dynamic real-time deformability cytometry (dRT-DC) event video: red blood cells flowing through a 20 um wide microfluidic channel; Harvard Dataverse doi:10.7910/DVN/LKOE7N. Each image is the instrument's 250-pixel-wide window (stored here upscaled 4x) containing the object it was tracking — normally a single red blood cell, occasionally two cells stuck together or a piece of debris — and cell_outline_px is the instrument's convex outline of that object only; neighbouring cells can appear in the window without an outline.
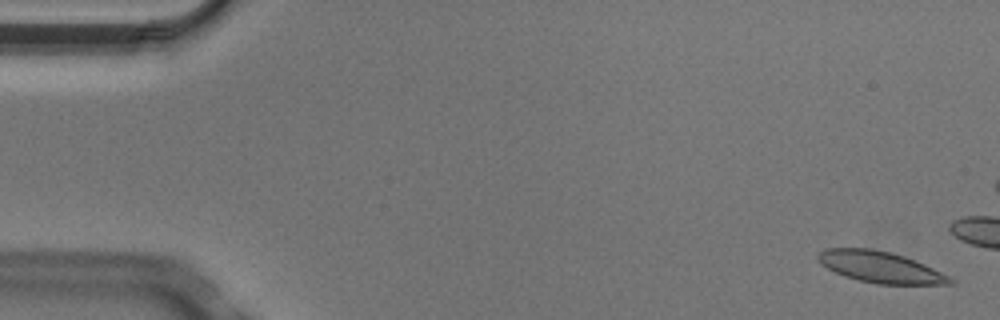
{"species": "Egyptian fruit bat (a non-hibernating species)", "species_latin": "Rousettus aegyptiacus", "temperature_condition": "cold", "stored_images_in_passage": 9, "camera_frame_rate_fps": 3000, "um_per_image_px": 0.085, "animal": {"sex": "male"}, "frame": {"image": 1, "passage_image": 1, "time_ms": 0.0, "image_size_px": [1000, 320], "cell_outline_px": [[956, 284], [876, 284], [844, 276], [820, 264], [816, 260], [816, 256], [820, 252], [828, 248], [872, 248], [892, 252], [916, 260], [956, 280]], "centroid_in_image_um": [74.82, 22.69], "position_along_channel_um": 10.2, "area_um2": 24.1}}
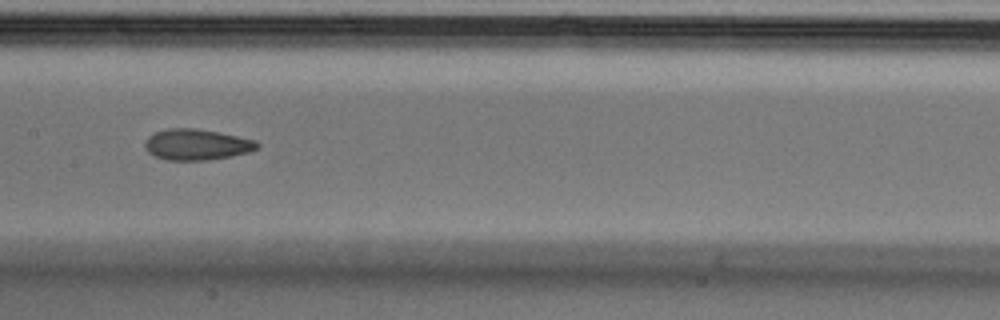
{"frame": {"image": 2, "passage_image": 8, "time_ms": 2.333, "image_size_px": [1000, 320], "cell_outline_px": [[260, 148], [248, 152], [232, 156], [204, 160], [168, 160], [156, 156], [148, 152], [144, 148], [144, 144], [148, 136], [156, 132], [168, 128], [196, 128], [256, 140], [260, 144]], "centroid_in_image_um": [16.72, 12.29], "position_along_channel_um": 190.7, "area_um2": 20.17}}
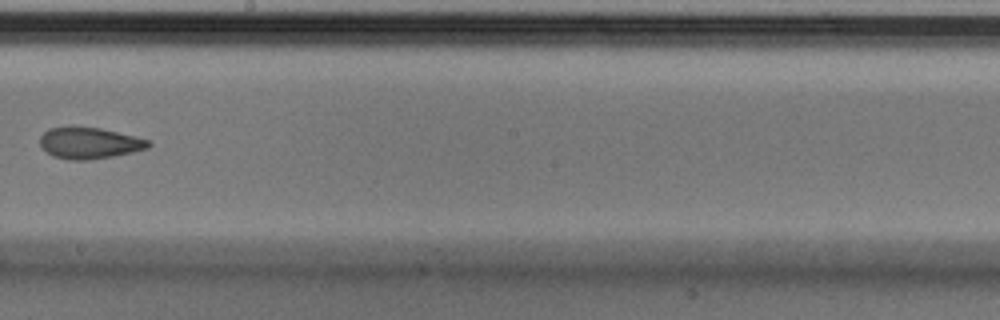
{"frame": {"image": 3, "passage_image": 9, "time_ms": 2.667, "image_size_px": [1000, 320], "cell_outline_px": [[152, 144], [148, 148], [132, 152], [112, 156], [88, 160], [68, 160], [52, 156], [40, 144], [40, 136], [48, 128], [72, 124], [100, 128], [136, 136], [148, 140]], "centroid_in_image_um": [7.56, 12.12], "position_along_channel_um": 240.6, "area_um2": 20.23}}